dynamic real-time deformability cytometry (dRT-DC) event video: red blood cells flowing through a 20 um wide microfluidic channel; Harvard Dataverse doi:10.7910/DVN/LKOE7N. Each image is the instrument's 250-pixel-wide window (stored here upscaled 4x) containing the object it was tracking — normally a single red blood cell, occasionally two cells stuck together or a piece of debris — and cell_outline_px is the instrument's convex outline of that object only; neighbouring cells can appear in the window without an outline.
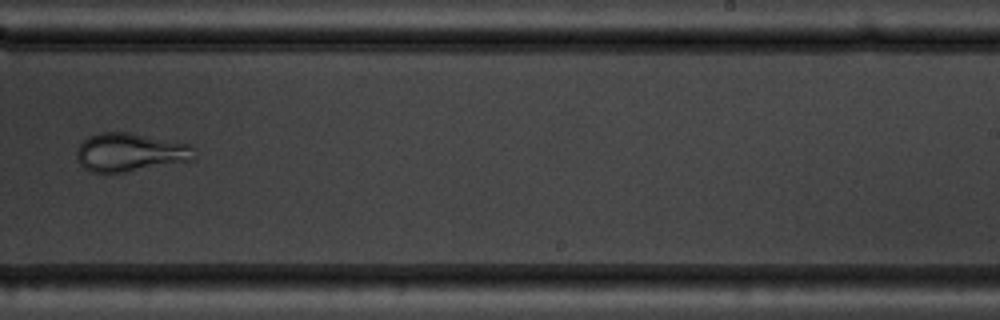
{"species": "common noctule bat (a hibernating species)", "species_latin": "Nyctalus noctula", "temperature_condition": "warm", "stored_images_in_passage": 7, "camera_frame_rate_fps": 3000, "um_per_image_px": 0.085, "animal": {"sex": "male", "body_mass_g": 19.5, "forearm_length_mm": 54.6}, "frame": {"image": 1, "passage_image": 6, "time_ms": 5.667, "image_size_px": [1000, 320], "cell_outline_px": [[196, 160], [124, 172], [88, 172], [80, 164], [76, 156], [76, 148], [88, 136], [100, 132], [128, 132], [192, 144], [196, 148]], "centroid_in_image_um": [11.1, 12.94], "position_along_channel_um": 277.9, "area_um2": 26.76}}